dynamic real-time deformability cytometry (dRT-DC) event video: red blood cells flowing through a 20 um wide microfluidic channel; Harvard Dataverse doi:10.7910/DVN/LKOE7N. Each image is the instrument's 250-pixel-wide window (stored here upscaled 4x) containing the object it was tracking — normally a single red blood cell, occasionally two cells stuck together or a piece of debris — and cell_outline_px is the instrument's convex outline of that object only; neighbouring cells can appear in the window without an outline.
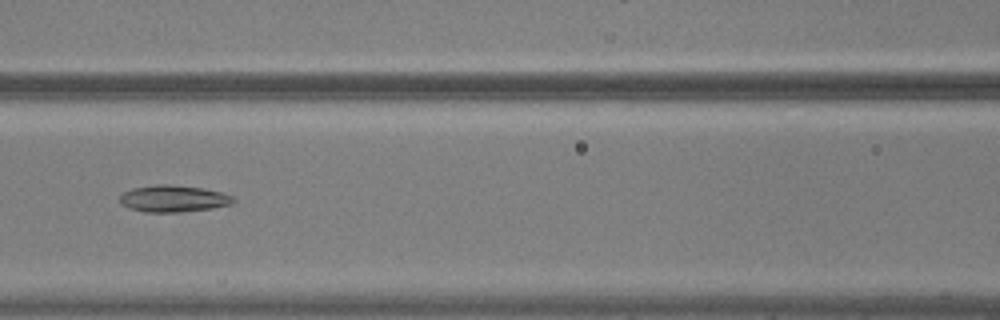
{"species": "common noctule bat (a hibernating species)", "species_latin": "Nyctalus noctula", "temperature_condition": "warm", "stored_images_in_passage": 16, "camera_frame_rate_fps": 3000, "um_per_image_px": 0.085, "animal": {"sex": "male", "body_mass_g": 20.5, "forearm_length_mm": 52.5}, "frame": {"image": 1, "passage_image": 11, "time_ms": 3.333, "image_size_px": [1000, 320], "cell_outline_px": [[236, 200], [232, 204], [212, 208], [180, 212], [144, 212], [120, 204], [120, 196], [124, 192], [132, 188], [156, 184], [172, 184], [204, 188], [220, 192], [232, 196]], "centroid_in_image_um": [14.74, 16.87], "position_along_channel_um": 151.9, "area_um2": 17.74}}
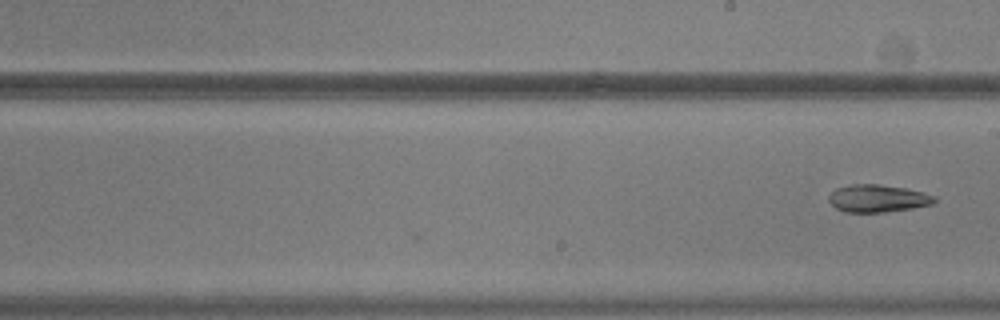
{"frame": {"image": 2, "passage_image": 16, "time_ms": 5.0, "image_size_px": [1000, 320], "cell_outline_px": [[936, 204], [912, 208], [884, 212], [844, 212], [836, 208], [828, 200], [828, 196], [836, 188], [852, 184], [880, 184], [908, 188], [924, 192], [936, 196]], "centroid_in_image_um": [74.65, 16.86], "position_along_channel_um": 214.4, "area_um2": 17.17}}